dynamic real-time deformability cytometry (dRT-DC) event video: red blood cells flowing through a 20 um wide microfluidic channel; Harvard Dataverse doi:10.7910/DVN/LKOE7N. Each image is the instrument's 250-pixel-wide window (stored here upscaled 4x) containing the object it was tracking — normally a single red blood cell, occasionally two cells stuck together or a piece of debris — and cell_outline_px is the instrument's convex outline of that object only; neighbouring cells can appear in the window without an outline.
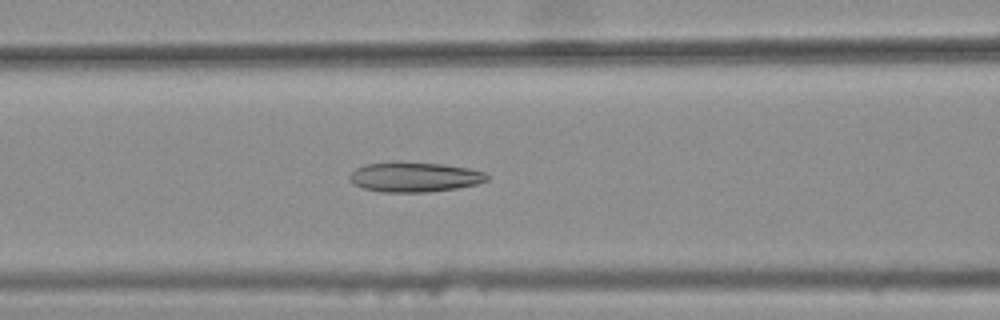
{"species": "common noctule bat (a hibernating species)", "species_latin": "Nyctalus noctula", "temperature_condition": "warm", "stored_images_in_passage": 31, "camera_frame_rate_fps": 3000, "um_per_image_px": 0.085, "animal": {"sex": "female", "body_mass_g": 25.1}, "frame": {"image": 1, "passage_image": 7, "time_ms": 2.0, "image_size_px": [1000, 320], "cell_outline_px": [[488, 180], [476, 184], [456, 188], [428, 192], [380, 192], [364, 188], [352, 184], [348, 176], [356, 168], [364, 164], [440, 164], [468, 168], [484, 172], [488, 176]], "centroid_in_image_um": [35.23, 15.08], "position_along_channel_um": 131.4, "area_um2": 23.12}}
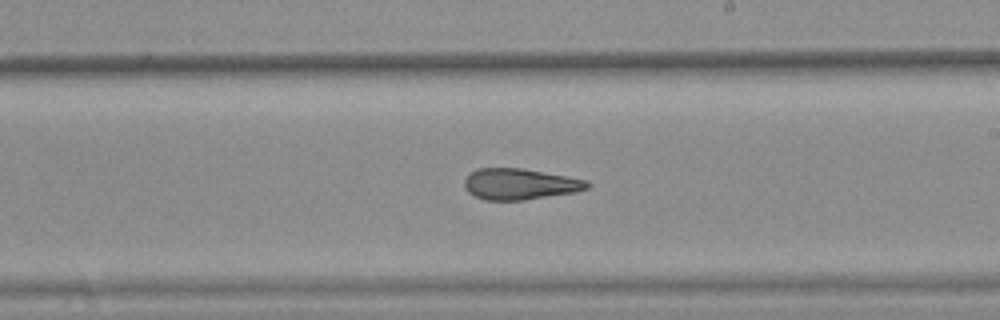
{"frame": {"image": 2, "passage_image": 16, "time_ms": 5.0, "image_size_px": [1000, 320], "cell_outline_px": [[592, 184], [588, 188], [576, 192], [524, 200], [484, 200], [468, 192], [464, 188], [464, 180], [476, 168], [520, 168], [588, 180]], "centroid_in_image_um": [44.19, 15.65], "position_along_channel_um": 244.8, "area_um2": 22.2}}
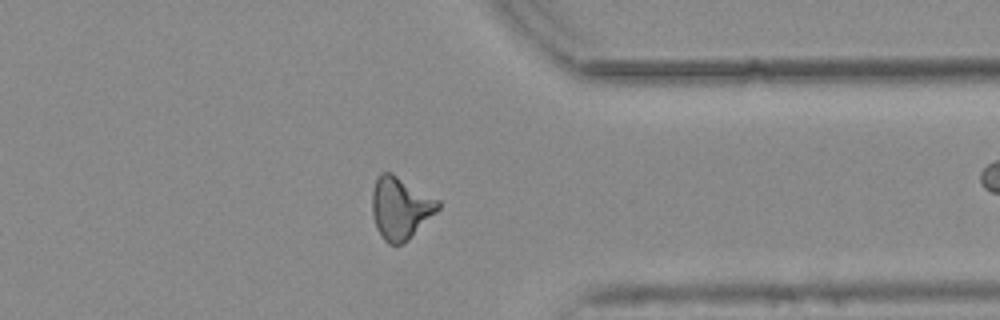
{"frame": {"image": 3, "passage_image": 27, "time_ms": 8.667, "image_size_px": [1000, 320], "cell_outline_px": [[440, 208], [404, 244], [388, 244], [384, 240], [376, 228], [372, 212], [372, 192], [376, 176], [380, 172], [392, 172], [440, 200]], "centroid_in_image_um": [34.02, 17.66], "position_along_channel_um": 377.4, "area_um2": 24.1}, "authors_computed_cell_mechanics": {"area_um2": 22.7154, "velocity_mm_per_s": 3.7967, "shape_relaxation_time_tau1_ms": null, "shape_relaxation_time_tau2_ms": 3.0438, "deformation_change_tau1": null, "deformation_change_tau2": 0.1359}}